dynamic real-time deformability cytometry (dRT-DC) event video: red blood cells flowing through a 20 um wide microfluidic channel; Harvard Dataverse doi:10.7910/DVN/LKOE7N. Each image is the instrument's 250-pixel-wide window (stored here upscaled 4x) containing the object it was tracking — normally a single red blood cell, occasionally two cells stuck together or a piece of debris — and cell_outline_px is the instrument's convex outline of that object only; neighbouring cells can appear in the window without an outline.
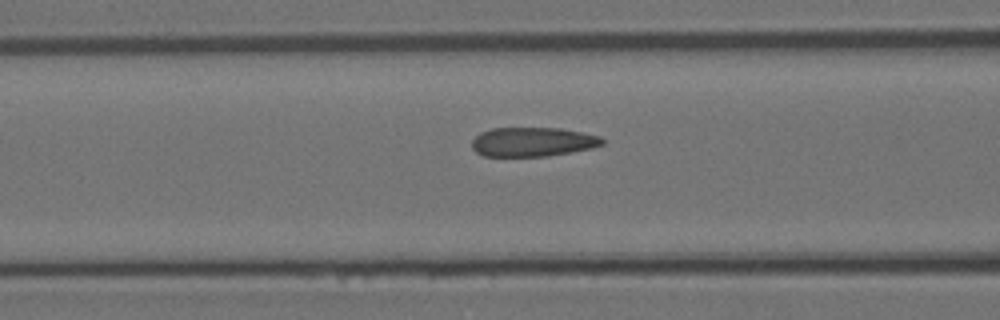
{"species": "Egyptian fruit bat (a non-hibernating species)", "species_latin": "Rousettus aegyptiacus", "temperature_condition": "room temperature", "stored_images_in_passage": 6, "camera_frame_rate_fps": 3000, "um_per_image_px": 0.085, "animal": {"sex": "female"}, "frame": {"image": 1, "passage_image": 6, "time_ms": 1.667, "image_size_px": [1000, 320], "cell_outline_px": [[604, 144], [592, 148], [548, 156], [484, 156], [476, 152], [472, 148], [472, 140], [480, 132], [492, 128], [560, 128], [600, 136], [604, 140]], "centroid_in_image_um": [45.27, 12.06], "position_along_channel_um": 121.3, "area_um2": 22.2}}